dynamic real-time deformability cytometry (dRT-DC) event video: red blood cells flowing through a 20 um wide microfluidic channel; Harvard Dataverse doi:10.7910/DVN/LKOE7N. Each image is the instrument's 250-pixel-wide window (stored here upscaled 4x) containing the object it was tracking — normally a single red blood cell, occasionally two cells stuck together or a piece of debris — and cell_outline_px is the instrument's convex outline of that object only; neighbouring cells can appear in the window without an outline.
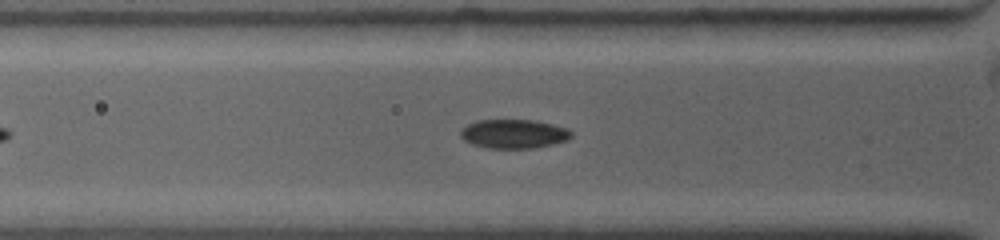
{"species": "common noctule bat (a hibernating species)", "species_latin": "Nyctalus noctula", "temperature_condition": "warm", "stored_images_in_passage": 47, "camera_frame_rate_fps": 4500, "um_per_image_px": 0.085, "animal": {"sex": "female", "body_mass_g": 19.0, "forearm_length_mm": 53.3}, "frame": {"image": 1, "passage_image": 7, "time_ms": 1.778, "image_size_px": [1000, 240], "cell_outline_px": [[572, 136], [568, 140], [552, 144], [532, 148], [488, 148], [472, 144], [464, 140], [460, 136], [460, 132], [468, 124], [476, 120], [532, 120], [552, 124], [568, 128], [572, 132]], "centroid_in_image_um": [43.68, 11.37], "position_along_channel_um": 82.1, "area_um2": 18.67}}
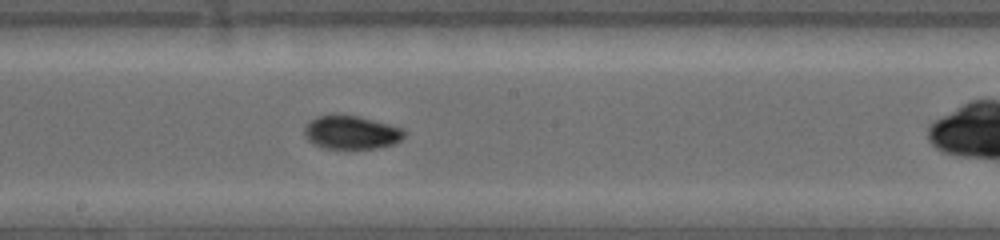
{"frame": {"image": 2, "passage_image": 24, "time_ms": 5.333, "image_size_px": [1000, 240], "cell_outline_px": [[404, 136], [396, 144], [380, 148], [324, 148], [308, 140], [304, 136], [304, 128], [316, 116], [356, 116], [404, 128]], "centroid_in_image_um": [29.89, 11.28], "position_along_channel_um": 218.3, "area_um2": 19.07}}
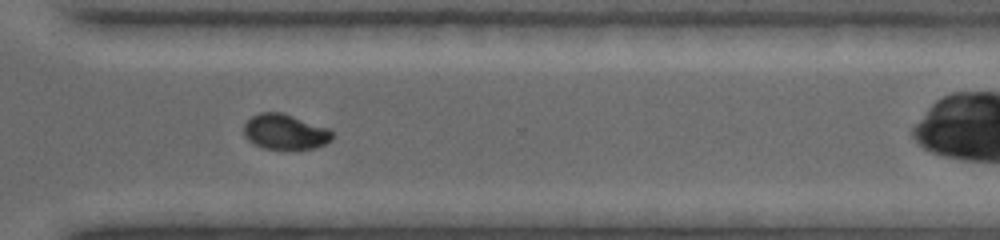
{"frame": {"image": 3, "passage_image": 36, "time_ms": 8.667, "image_size_px": [1000, 240], "cell_outline_px": [[332, 140], [324, 144], [312, 148], [264, 148], [248, 140], [244, 136], [244, 124], [252, 116], [260, 112], [280, 112], [328, 128], [332, 132]], "centroid_in_image_um": [24.21, 11.19], "position_along_channel_um": 346.4, "area_um2": 17.74}, "authors_computed_cell_mechanics": {"area_um2": 18.6694, "velocity_mm_per_s": 3.8382, "shape_relaxation_time_tau1_ms": 7.0244, "shape_relaxation_time_tau2_ms": null, "deformation_change_tau1": 0.1723, "deformation_change_tau2": null}}